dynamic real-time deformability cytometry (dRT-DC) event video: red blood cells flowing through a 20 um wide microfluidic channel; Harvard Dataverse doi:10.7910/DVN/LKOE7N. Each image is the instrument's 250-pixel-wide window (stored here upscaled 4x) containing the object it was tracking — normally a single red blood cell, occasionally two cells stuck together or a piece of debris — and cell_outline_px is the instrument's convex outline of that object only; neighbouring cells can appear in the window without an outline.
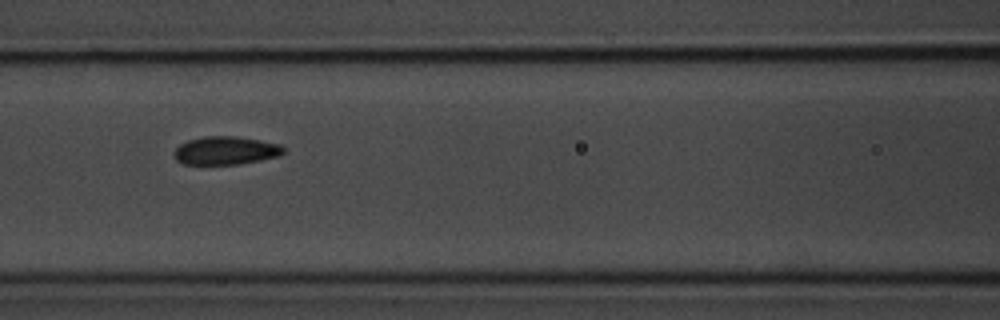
{"species": "common noctule bat (a hibernating species)", "species_latin": "Nyctalus noctula", "temperature_condition": "room temperature", "stored_images_in_passage": 8, "camera_frame_rate_fps": 3000, "um_per_image_px": 0.085, "animal": {"sex": "male", "body_mass_g": 20.1, "forearm_length_mm": 53.5}, "frame": {"image": 1, "passage_image": 6, "time_ms": 5.0, "image_size_px": [1000, 320], "cell_outline_px": [[284, 152], [276, 156], [260, 160], [240, 164], [184, 164], [176, 160], [172, 152], [180, 144], [188, 140], [204, 136], [236, 136], [260, 140], [280, 144], [284, 148]], "centroid_in_image_um": [19.15, 12.79], "position_along_channel_um": 147.5, "area_um2": 17.98}}
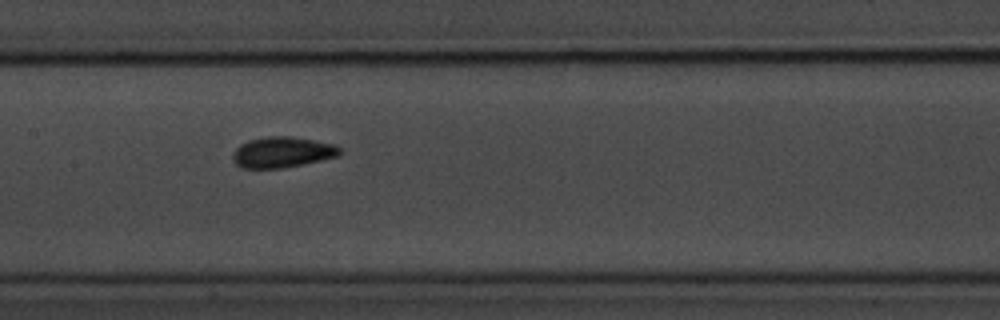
{"frame": {"image": 2, "passage_image": 7, "time_ms": 6.0, "image_size_px": [1000, 320], "cell_outline_px": [[340, 156], [304, 164], [284, 168], [240, 168], [232, 160], [232, 156], [236, 148], [240, 144], [248, 140], [268, 136], [292, 136], [316, 140], [336, 144], [340, 148]], "centroid_in_image_um": [24.01, 12.93], "position_along_channel_um": 183.4, "area_um2": 19.48}}